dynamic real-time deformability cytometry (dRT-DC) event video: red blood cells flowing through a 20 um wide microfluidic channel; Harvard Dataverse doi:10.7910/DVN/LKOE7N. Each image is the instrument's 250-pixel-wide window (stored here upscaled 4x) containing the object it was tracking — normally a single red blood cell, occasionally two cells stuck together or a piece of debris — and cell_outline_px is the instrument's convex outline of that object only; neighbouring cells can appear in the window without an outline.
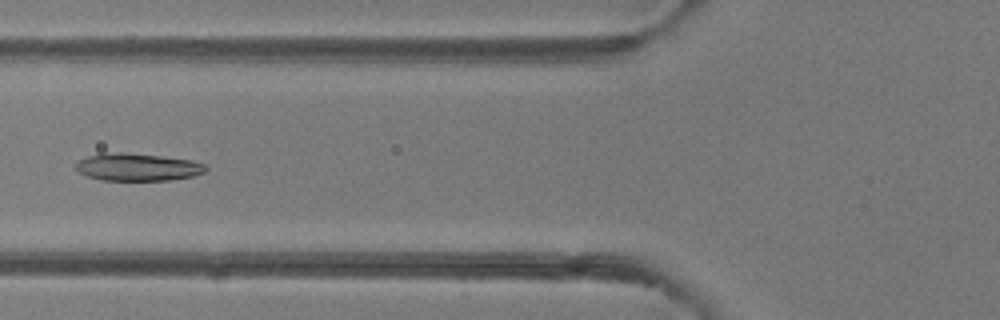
{"species": "common noctule bat (a hibernating species)", "species_latin": "Nyctalus noctula", "temperature_condition": "room temperature", "stored_images_in_passage": 50, "camera_frame_rate_fps": 3000, "um_per_image_px": 0.085, "animal": {"sex": "female"}, "frame": {"image": 1, "passage_image": 20, "time_ms": 6.333, "image_size_px": [1000, 320], "cell_outline_px": [[208, 168], [204, 172], [192, 176], [172, 180], [100, 180], [88, 176], [80, 172], [76, 168], [76, 160], [88, 156], [104, 152], [128, 152], [192, 160], [204, 164]], "centroid_in_image_um": [11.67, 14.19], "position_along_channel_um": 114.1, "area_um2": 20.92}}
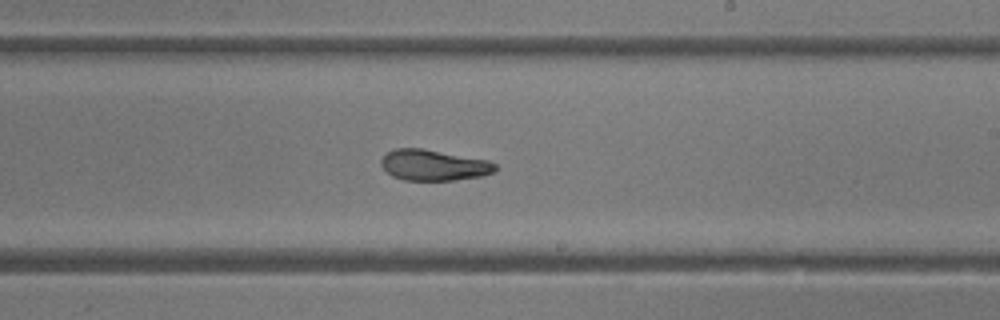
{"frame": {"image": 2, "passage_image": 30, "time_ms": 9.667, "image_size_px": [1000, 320], "cell_outline_px": [[496, 172], [480, 176], [452, 180], [404, 180], [392, 176], [380, 164], [380, 160], [388, 152], [396, 148], [424, 148], [488, 160], [496, 164]], "centroid_in_image_um": [36.87, 14.03], "position_along_channel_um": 252.1, "area_um2": 20.52}}
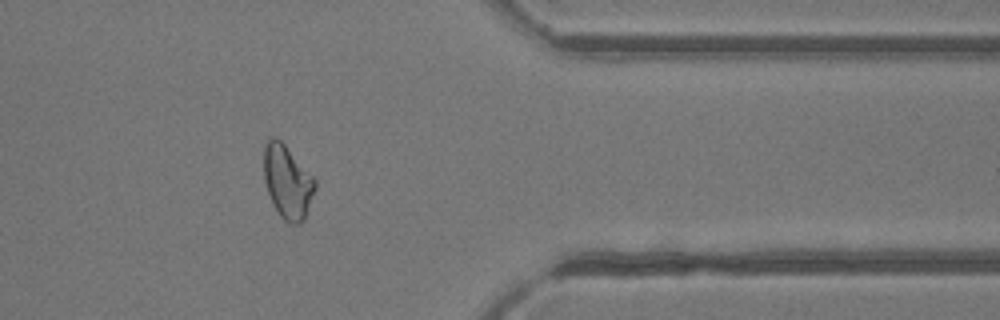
{"frame": {"image": 3, "passage_image": 41, "time_ms": 13.333, "image_size_px": [1000, 320], "cell_outline_px": [[316, 188], [304, 220], [300, 224], [292, 224], [284, 220], [280, 216], [268, 192], [264, 180], [264, 144], [268, 136], [276, 136], [284, 144], [316, 180]], "centroid_in_image_um": [24.43, 15.43], "position_along_channel_um": 387.0, "area_um2": 21.79}, "authors_computed_cell_mechanics": {"area_um2": 22.1085, "velocity_mm_per_s": 4.1421, "shape_relaxation_time_tau1_ms": 6.9595, "shape_relaxation_time_tau2_ms": 1.9498, "deformation_change_tau1": 0.2037, "deformation_change_tau2": 0.0811}}